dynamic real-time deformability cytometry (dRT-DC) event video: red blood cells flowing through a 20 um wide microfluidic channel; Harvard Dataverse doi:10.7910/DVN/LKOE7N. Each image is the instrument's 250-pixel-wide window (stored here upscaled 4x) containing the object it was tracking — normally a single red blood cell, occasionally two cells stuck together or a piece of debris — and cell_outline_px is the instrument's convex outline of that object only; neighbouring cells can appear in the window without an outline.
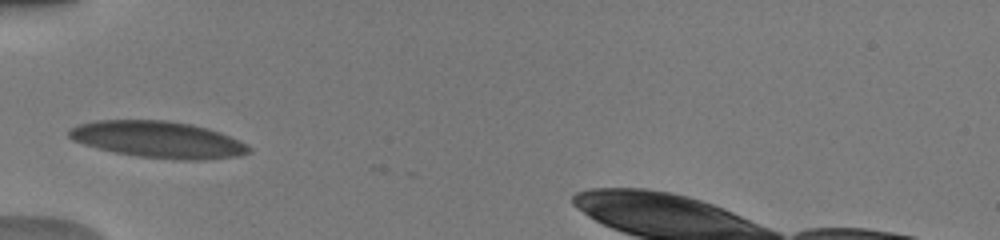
{"species": "human", "species_latin": "Homo sapiens", "temperature_condition": "warm", "stored_images_in_passage": 35, "camera_frame_rate_fps": 3000, "um_per_image_px": 0.085, "donor": {"sex": "male"}, "frame": {"image": 1, "passage_image": 1, "time_ms": 0.0, "image_size_px": [1000, 240], "cell_outline_px": [[252, 152], [240, 156], [200, 160], [184, 160], [140, 156], [116, 152], [84, 144], [72, 140], [68, 136], [68, 132], [72, 128], [80, 124], [96, 120], [164, 120], [192, 124], [208, 128], [220, 132], [252, 148]], "centroid_in_image_um": [13.46, 11.86], "position_along_channel_um": 71.5, "area_um2": 37.97}}
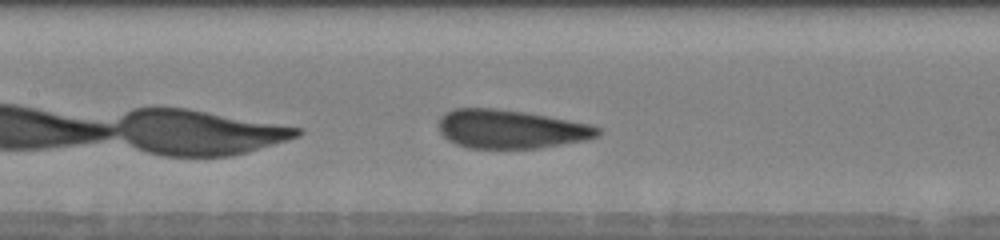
{"frame": {"image": 2, "passage_image": 8, "time_ms": 2.333, "image_size_px": [1000, 240], "cell_outline_px": [[600, 136], [588, 140], [536, 148], [468, 148], [456, 144], [448, 140], [440, 132], [440, 116], [444, 112], [456, 108], [492, 108], [524, 112], [592, 124], [600, 128]], "centroid_in_image_um": [43.43, 10.97], "position_along_channel_um": 164.0, "area_um2": 35.89}}
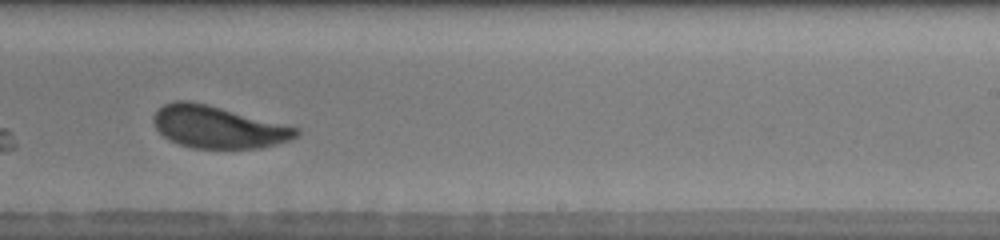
{"frame": {"image": 3, "passage_image": 16, "time_ms": 5.0, "image_size_px": [1000, 240], "cell_outline_px": [[300, 132], [292, 140], [260, 148], [192, 148], [180, 144], [164, 136], [156, 128], [152, 120], [156, 112], [164, 104], [172, 100], [188, 100], [208, 104], [300, 128]], "centroid_in_image_um": [18.55, 10.79], "position_along_channel_um": 270.5, "area_um2": 35.03}, "authors_computed_cell_mechanics": {"area_um2": 35.6048, "velocity_mm_per_s": 3.9995, "shape_relaxation_time_tau1_ms": 3.7849, "shape_relaxation_time_tau2_ms": null, "deformation_change_tau1": 0.1394, "deformation_change_tau2": null}}